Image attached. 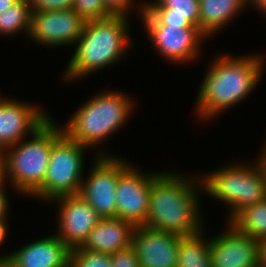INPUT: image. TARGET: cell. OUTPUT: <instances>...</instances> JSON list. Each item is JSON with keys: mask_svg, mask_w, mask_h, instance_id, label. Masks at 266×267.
I'll list each match as a JSON object with an SVG mask.
<instances>
[{"mask_svg": "<svg viewBox=\"0 0 266 267\" xmlns=\"http://www.w3.org/2000/svg\"><path fill=\"white\" fill-rule=\"evenodd\" d=\"M134 229L133 224L123 219L101 218L80 247L111 255L132 245Z\"/></svg>", "mask_w": 266, "mask_h": 267, "instance_id": "ac0fdd59", "label": "cell"}, {"mask_svg": "<svg viewBox=\"0 0 266 267\" xmlns=\"http://www.w3.org/2000/svg\"><path fill=\"white\" fill-rule=\"evenodd\" d=\"M262 151L259 152V155L257 158L259 159L261 165L264 168V171L266 172V143L265 145L262 147Z\"/></svg>", "mask_w": 266, "mask_h": 267, "instance_id": "836d02e7", "label": "cell"}, {"mask_svg": "<svg viewBox=\"0 0 266 267\" xmlns=\"http://www.w3.org/2000/svg\"><path fill=\"white\" fill-rule=\"evenodd\" d=\"M85 23L74 9L32 12L28 37L42 46L71 47L81 36Z\"/></svg>", "mask_w": 266, "mask_h": 267, "instance_id": "8fae6325", "label": "cell"}, {"mask_svg": "<svg viewBox=\"0 0 266 267\" xmlns=\"http://www.w3.org/2000/svg\"><path fill=\"white\" fill-rule=\"evenodd\" d=\"M137 168L118 155L116 217L134 226H143L149 210L151 178L154 173H143Z\"/></svg>", "mask_w": 266, "mask_h": 267, "instance_id": "ba28073f", "label": "cell"}, {"mask_svg": "<svg viewBox=\"0 0 266 267\" xmlns=\"http://www.w3.org/2000/svg\"><path fill=\"white\" fill-rule=\"evenodd\" d=\"M60 126L51 116L28 140L5 149L6 179L18 194L31 196L43 184L52 143L63 133Z\"/></svg>", "mask_w": 266, "mask_h": 267, "instance_id": "5b68a950", "label": "cell"}, {"mask_svg": "<svg viewBox=\"0 0 266 267\" xmlns=\"http://www.w3.org/2000/svg\"><path fill=\"white\" fill-rule=\"evenodd\" d=\"M139 10H138V8ZM134 9L143 24L196 26L199 28V0H147Z\"/></svg>", "mask_w": 266, "mask_h": 267, "instance_id": "e0dca14e", "label": "cell"}, {"mask_svg": "<svg viewBox=\"0 0 266 267\" xmlns=\"http://www.w3.org/2000/svg\"><path fill=\"white\" fill-rule=\"evenodd\" d=\"M105 152V153H104ZM97 151L88 176L82 180L79 195L102 217H116L118 156Z\"/></svg>", "mask_w": 266, "mask_h": 267, "instance_id": "9c48e42d", "label": "cell"}, {"mask_svg": "<svg viewBox=\"0 0 266 267\" xmlns=\"http://www.w3.org/2000/svg\"><path fill=\"white\" fill-rule=\"evenodd\" d=\"M58 203L56 235L70 248L81 246L102 218L79 194L62 195L48 203Z\"/></svg>", "mask_w": 266, "mask_h": 267, "instance_id": "7c38bea8", "label": "cell"}, {"mask_svg": "<svg viewBox=\"0 0 266 267\" xmlns=\"http://www.w3.org/2000/svg\"><path fill=\"white\" fill-rule=\"evenodd\" d=\"M0 267H8V261L6 259H0Z\"/></svg>", "mask_w": 266, "mask_h": 267, "instance_id": "e575fe53", "label": "cell"}, {"mask_svg": "<svg viewBox=\"0 0 266 267\" xmlns=\"http://www.w3.org/2000/svg\"><path fill=\"white\" fill-rule=\"evenodd\" d=\"M87 147L64 132L52 143L43 184L29 197L50 201L62 195L79 194Z\"/></svg>", "mask_w": 266, "mask_h": 267, "instance_id": "52a82bcc", "label": "cell"}, {"mask_svg": "<svg viewBox=\"0 0 266 267\" xmlns=\"http://www.w3.org/2000/svg\"><path fill=\"white\" fill-rule=\"evenodd\" d=\"M71 249L54 233L0 256L12 267H70Z\"/></svg>", "mask_w": 266, "mask_h": 267, "instance_id": "2e32d148", "label": "cell"}, {"mask_svg": "<svg viewBox=\"0 0 266 267\" xmlns=\"http://www.w3.org/2000/svg\"><path fill=\"white\" fill-rule=\"evenodd\" d=\"M203 232L204 230L180 238L177 267H212L210 238H205L206 235Z\"/></svg>", "mask_w": 266, "mask_h": 267, "instance_id": "ffe728a7", "label": "cell"}, {"mask_svg": "<svg viewBox=\"0 0 266 267\" xmlns=\"http://www.w3.org/2000/svg\"><path fill=\"white\" fill-rule=\"evenodd\" d=\"M32 12L73 9L74 0H29Z\"/></svg>", "mask_w": 266, "mask_h": 267, "instance_id": "d4e9b609", "label": "cell"}, {"mask_svg": "<svg viewBox=\"0 0 266 267\" xmlns=\"http://www.w3.org/2000/svg\"><path fill=\"white\" fill-rule=\"evenodd\" d=\"M144 27L158 54L166 61L179 65L191 64L198 59L202 40L207 38L196 26L144 24Z\"/></svg>", "mask_w": 266, "mask_h": 267, "instance_id": "30bf717a", "label": "cell"}, {"mask_svg": "<svg viewBox=\"0 0 266 267\" xmlns=\"http://www.w3.org/2000/svg\"><path fill=\"white\" fill-rule=\"evenodd\" d=\"M182 236L145 226H135L132 246L139 267H177L179 240Z\"/></svg>", "mask_w": 266, "mask_h": 267, "instance_id": "9a60e30c", "label": "cell"}, {"mask_svg": "<svg viewBox=\"0 0 266 267\" xmlns=\"http://www.w3.org/2000/svg\"><path fill=\"white\" fill-rule=\"evenodd\" d=\"M70 267H113L110 254L89 251L80 246L71 249Z\"/></svg>", "mask_w": 266, "mask_h": 267, "instance_id": "603a6c76", "label": "cell"}, {"mask_svg": "<svg viewBox=\"0 0 266 267\" xmlns=\"http://www.w3.org/2000/svg\"><path fill=\"white\" fill-rule=\"evenodd\" d=\"M225 230L210 238L212 267H259L260 241L240 233L229 222Z\"/></svg>", "mask_w": 266, "mask_h": 267, "instance_id": "5bb4252c", "label": "cell"}, {"mask_svg": "<svg viewBox=\"0 0 266 267\" xmlns=\"http://www.w3.org/2000/svg\"><path fill=\"white\" fill-rule=\"evenodd\" d=\"M73 9L85 20H96L113 15L103 0H74Z\"/></svg>", "mask_w": 266, "mask_h": 267, "instance_id": "cb8c5ba5", "label": "cell"}, {"mask_svg": "<svg viewBox=\"0 0 266 267\" xmlns=\"http://www.w3.org/2000/svg\"><path fill=\"white\" fill-rule=\"evenodd\" d=\"M134 1L135 0H103V3L113 15L129 16L134 7Z\"/></svg>", "mask_w": 266, "mask_h": 267, "instance_id": "4316f807", "label": "cell"}, {"mask_svg": "<svg viewBox=\"0 0 266 267\" xmlns=\"http://www.w3.org/2000/svg\"><path fill=\"white\" fill-rule=\"evenodd\" d=\"M252 161L228 163L199 177L203 193L228 204L227 222L245 207L266 199V172L258 158Z\"/></svg>", "mask_w": 266, "mask_h": 267, "instance_id": "8992f818", "label": "cell"}, {"mask_svg": "<svg viewBox=\"0 0 266 267\" xmlns=\"http://www.w3.org/2000/svg\"><path fill=\"white\" fill-rule=\"evenodd\" d=\"M261 55L252 53L237 57L223 53L212 58L199 85L194 107L200 121L219 116L253 92L265 71L266 62Z\"/></svg>", "mask_w": 266, "mask_h": 267, "instance_id": "6da1fadb", "label": "cell"}, {"mask_svg": "<svg viewBox=\"0 0 266 267\" xmlns=\"http://www.w3.org/2000/svg\"><path fill=\"white\" fill-rule=\"evenodd\" d=\"M6 184L0 185V218L8 217L9 210V200H8V194L6 191Z\"/></svg>", "mask_w": 266, "mask_h": 267, "instance_id": "83f0119b", "label": "cell"}, {"mask_svg": "<svg viewBox=\"0 0 266 267\" xmlns=\"http://www.w3.org/2000/svg\"><path fill=\"white\" fill-rule=\"evenodd\" d=\"M199 7V29L207 38L225 29L247 8L246 0H199Z\"/></svg>", "mask_w": 266, "mask_h": 267, "instance_id": "d6986e66", "label": "cell"}, {"mask_svg": "<svg viewBox=\"0 0 266 267\" xmlns=\"http://www.w3.org/2000/svg\"><path fill=\"white\" fill-rule=\"evenodd\" d=\"M31 15L29 0H18L7 10L0 12V35L9 37L24 32L28 37Z\"/></svg>", "mask_w": 266, "mask_h": 267, "instance_id": "7402d4cb", "label": "cell"}, {"mask_svg": "<svg viewBox=\"0 0 266 267\" xmlns=\"http://www.w3.org/2000/svg\"><path fill=\"white\" fill-rule=\"evenodd\" d=\"M18 0H0V12H3L10 8Z\"/></svg>", "mask_w": 266, "mask_h": 267, "instance_id": "d6a6232c", "label": "cell"}, {"mask_svg": "<svg viewBox=\"0 0 266 267\" xmlns=\"http://www.w3.org/2000/svg\"><path fill=\"white\" fill-rule=\"evenodd\" d=\"M4 98V96L2 97V95L0 94V101Z\"/></svg>", "mask_w": 266, "mask_h": 267, "instance_id": "d590c367", "label": "cell"}, {"mask_svg": "<svg viewBox=\"0 0 266 267\" xmlns=\"http://www.w3.org/2000/svg\"><path fill=\"white\" fill-rule=\"evenodd\" d=\"M188 176L186 173L174 174L171 170L154 172L149 210L143 226L181 236L205 230L203 215L199 212L202 185L198 176Z\"/></svg>", "mask_w": 266, "mask_h": 267, "instance_id": "7a4b0ae2", "label": "cell"}, {"mask_svg": "<svg viewBox=\"0 0 266 267\" xmlns=\"http://www.w3.org/2000/svg\"><path fill=\"white\" fill-rule=\"evenodd\" d=\"M111 260L113 267H139L137 254L132 245L111 254Z\"/></svg>", "mask_w": 266, "mask_h": 267, "instance_id": "484cf974", "label": "cell"}, {"mask_svg": "<svg viewBox=\"0 0 266 267\" xmlns=\"http://www.w3.org/2000/svg\"><path fill=\"white\" fill-rule=\"evenodd\" d=\"M6 182L5 149L0 148V185Z\"/></svg>", "mask_w": 266, "mask_h": 267, "instance_id": "f1b7e54d", "label": "cell"}, {"mask_svg": "<svg viewBox=\"0 0 266 267\" xmlns=\"http://www.w3.org/2000/svg\"><path fill=\"white\" fill-rule=\"evenodd\" d=\"M229 223L240 233L259 241L266 238V199L242 209Z\"/></svg>", "mask_w": 266, "mask_h": 267, "instance_id": "44dd1931", "label": "cell"}, {"mask_svg": "<svg viewBox=\"0 0 266 267\" xmlns=\"http://www.w3.org/2000/svg\"><path fill=\"white\" fill-rule=\"evenodd\" d=\"M50 117L39 105L4 97L0 101V148L6 149L29 137Z\"/></svg>", "mask_w": 266, "mask_h": 267, "instance_id": "4fadbf2b", "label": "cell"}, {"mask_svg": "<svg viewBox=\"0 0 266 267\" xmlns=\"http://www.w3.org/2000/svg\"><path fill=\"white\" fill-rule=\"evenodd\" d=\"M129 16L110 17L86 21L82 34L75 43L64 72L63 81L70 83L100 69L118 63L130 51Z\"/></svg>", "mask_w": 266, "mask_h": 267, "instance_id": "3957f363", "label": "cell"}, {"mask_svg": "<svg viewBox=\"0 0 266 267\" xmlns=\"http://www.w3.org/2000/svg\"><path fill=\"white\" fill-rule=\"evenodd\" d=\"M8 217L0 218V246L5 243L8 237Z\"/></svg>", "mask_w": 266, "mask_h": 267, "instance_id": "4dcf8cb0", "label": "cell"}, {"mask_svg": "<svg viewBox=\"0 0 266 267\" xmlns=\"http://www.w3.org/2000/svg\"><path fill=\"white\" fill-rule=\"evenodd\" d=\"M119 90H104L78 107L62 126L63 132L87 148H99L132 116L134 101ZM102 143V144H101Z\"/></svg>", "mask_w": 266, "mask_h": 267, "instance_id": "277c9868", "label": "cell"}, {"mask_svg": "<svg viewBox=\"0 0 266 267\" xmlns=\"http://www.w3.org/2000/svg\"><path fill=\"white\" fill-rule=\"evenodd\" d=\"M246 5L258 9L261 14L266 15V0H246Z\"/></svg>", "mask_w": 266, "mask_h": 267, "instance_id": "f546056e", "label": "cell"}, {"mask_svg": "<svg viewBox=\"0 0 266 267\" xmlns=\"http://www.w3.org/2000/svg\"><path fill=\"white\" fill-rule=\"evenodd\" d=\"M259 267H266V238L259 245Z\"/></svg>", "mask_w": 266, "mask_h": 267, "instance_id": "1f68e13d", "label": "cell"}]
</instances>
